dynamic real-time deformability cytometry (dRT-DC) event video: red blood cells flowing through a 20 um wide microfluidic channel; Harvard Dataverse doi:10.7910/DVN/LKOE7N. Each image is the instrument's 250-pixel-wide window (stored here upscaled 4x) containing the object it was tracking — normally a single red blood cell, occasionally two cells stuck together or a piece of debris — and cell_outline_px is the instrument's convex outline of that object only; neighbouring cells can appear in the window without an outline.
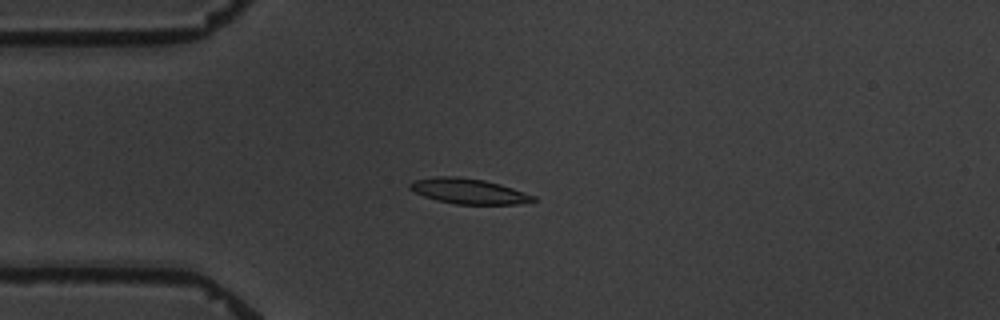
{"species": "common noctule bat (a hibernating species)", "species_latin": "Nyctalus noctula", "temperature_condition": "warm", "stored_images_in_passage": 9, "camera_frame_rate_fps": 3000, "um_per_image_px": 0.085, "animal": {"sex": "male", "body_mass_g": 19.5, "forearm_length_mm": 54.6}, "frame": {"image": 1, "passage_image": 3, "time_ms": 2.333, "image_size_px": [1000, 320], "cell_outline_px": [[536, 200], [516, 204], [456, 204], [436, 200], [424, 196], [408, 188], [408, 184], [412, 180], [436, 176], [456, 176], [484, 180], [500, 184], [536, 196]], "centroid_in_image_um": [39.79, 16.24], "position_along_channel_um": 45.2, "area_um2": 18.15}}
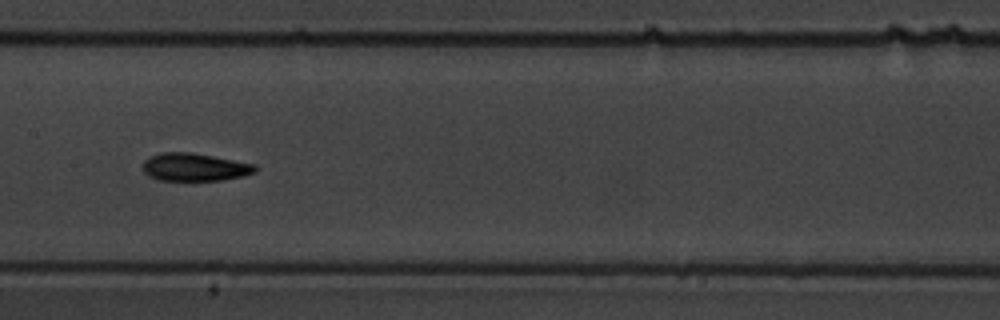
{"frame": {"image": 2, "passage_image": 7, "time_ms": 7.0, "image_size_px": [1000, 320], "cell_outline_px": [[256, 172], [244, 176], [220, 180], [160, 180], [148, 176], [144, 172], [144, 160], [152, 156], [164, 152], [188, 152], [256, 164]], "centroid_in_image_um": [16.56, 14.21], "position_along_channel_um": 190.8, "area_um2": 17.98}}
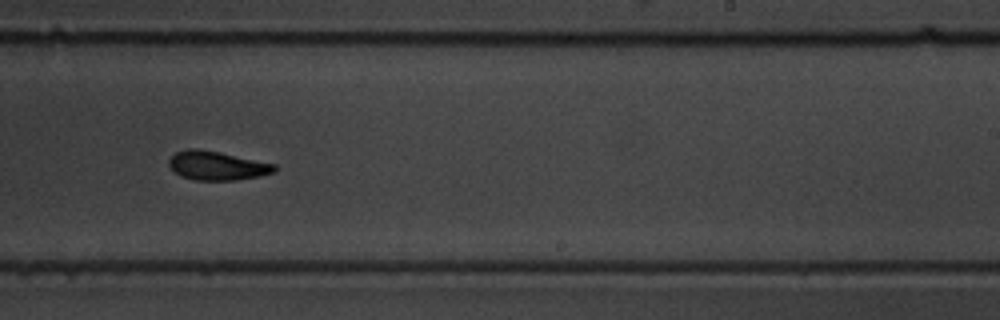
{"frame": {"image": 3, "passage_image": 9, "time_ms": 9.333, "image_size_px": [1000, 320], "cell_outline_px": [[276, 172], [260, 176], [236, 180], [196, 180], [180, 176], [168, 164], [168, 160], [176, 152], [188, 148], [200, 148], [220, 152], [276, 164]], "centroid_in_image_um": [18.46, 14.07], "position_along_channel_um": 270.5, "area_um2": 17.86}}